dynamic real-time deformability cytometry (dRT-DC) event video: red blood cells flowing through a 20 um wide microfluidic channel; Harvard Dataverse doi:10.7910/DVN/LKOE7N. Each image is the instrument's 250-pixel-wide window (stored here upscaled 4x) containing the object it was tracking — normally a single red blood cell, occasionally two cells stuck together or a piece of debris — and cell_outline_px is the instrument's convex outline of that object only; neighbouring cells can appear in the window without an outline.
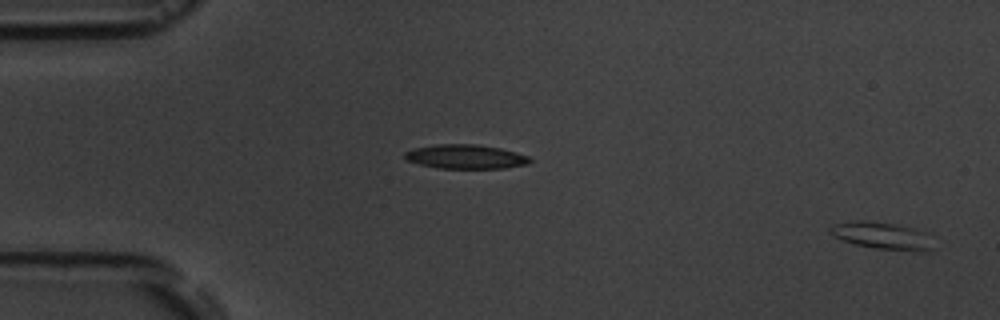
{"species": "common noctule bat (a hibernating species)", "species_latin": "Nyctalus noctula", "temperature_condition": "room temperature", "stored_images_in_passage": 4, "segment_of_instrument_passage": [2, 2], "camera_frame_rate_fps": 3000, "um_per_image_px": 0.085, "animal": {"sex": "male", "body_mass_g": 19.5, "forearm_length_mm": 54.6}, "frame": {"image": 1, "passage_image": 4, "time_ms": 3.333, "image_size_px": [1000, 320], "cell_outline_px": [[932, 248], [928, 252], [916, 252], [876, 248], [856, 244], [844, 240], [828, 232], [828, 228], [836, 224], [852, 220], [864, 220], [892, 224], [916, 228], [928, 232]], "centroid_in_image_um": [75.04, 20.04], "position_along_channel_um": 10.0, "area_um2": 16.36}}